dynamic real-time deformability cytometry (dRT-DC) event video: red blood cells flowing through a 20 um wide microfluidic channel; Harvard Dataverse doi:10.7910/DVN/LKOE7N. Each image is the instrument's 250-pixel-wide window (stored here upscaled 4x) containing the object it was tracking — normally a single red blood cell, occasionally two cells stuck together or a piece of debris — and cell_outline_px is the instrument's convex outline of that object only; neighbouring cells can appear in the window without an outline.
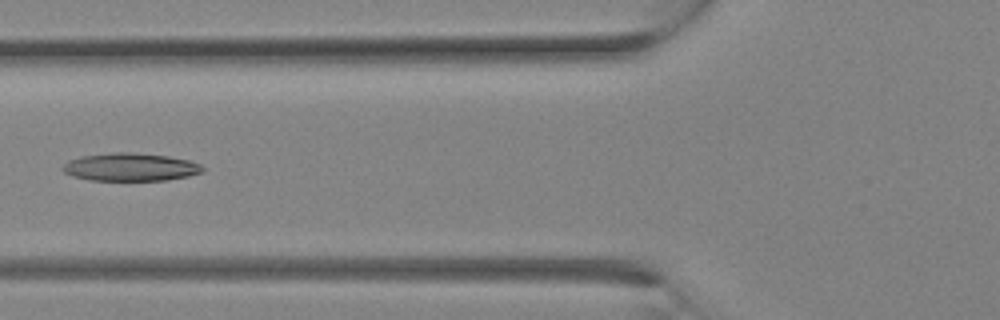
{"species": "Egyptian fruit bat (a non-hibernating species)", "species_latin": "Rousettus aegyptiacus", "temperature_condition": "room temperature", "stored_images_in_passage": 11, "camera_frame_rate_fps": 3000, "um_per_image_px": 0.085, "animal": {"sex": "female"}, "frame": {"image": 1, "passage_image": 10, "time_ms": 3.0, "image_size_px": [1000, 320], "cell_outline_px": [[204, 172], [188, 176], [168, 180], [88, 180], [72, 176], [64, 172], [60, 168], [68, 160], [80, 156], [112, 152], [128, 152], [168, 156], [188, 160], [200, 164], [204, 168]], "centroid_in_image_um": [11.06, 14.2], "position_along_channel_um": 114.7, "area_um2": 22.89}}